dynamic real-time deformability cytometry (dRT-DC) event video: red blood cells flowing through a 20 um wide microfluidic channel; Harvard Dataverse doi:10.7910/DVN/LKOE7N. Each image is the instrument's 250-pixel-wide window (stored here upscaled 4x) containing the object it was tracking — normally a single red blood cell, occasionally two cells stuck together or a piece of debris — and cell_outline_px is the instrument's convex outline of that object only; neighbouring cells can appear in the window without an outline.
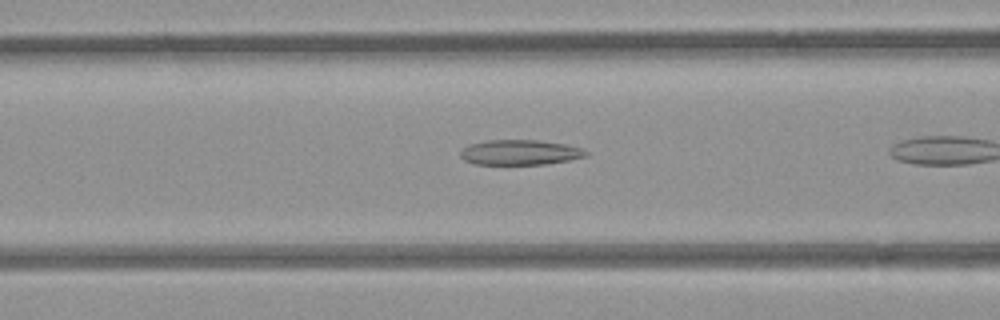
{"species": "common noctule bat (a hibernating species)", "species_latin": "Nyctalus noctula", "temperature_condition": "room temperature", "stored_images_in_passage": 9, "camera_frame_rate_fps": 3000, "um_per_image_px": 0.085, "animal": {"sex": "female", "body_mass_g": 21.9}, "frame": {"image": 1, "passage_image": 7, "time_ms": 2.0, "image_size_px": [1000, 320], "cell_outline_px": [[588, 152], [584, 156], [568, 160], [544, 164], [476, 164], [464, 160], [460, 156], [460, 152], [468, 144], [488, 140], [536, 140], [564, 144], [580, 148]], "centroid_in_image_um": [44.14, 12.95], "position_along_channel_um": 122.5, "area_um2": 18.09}}